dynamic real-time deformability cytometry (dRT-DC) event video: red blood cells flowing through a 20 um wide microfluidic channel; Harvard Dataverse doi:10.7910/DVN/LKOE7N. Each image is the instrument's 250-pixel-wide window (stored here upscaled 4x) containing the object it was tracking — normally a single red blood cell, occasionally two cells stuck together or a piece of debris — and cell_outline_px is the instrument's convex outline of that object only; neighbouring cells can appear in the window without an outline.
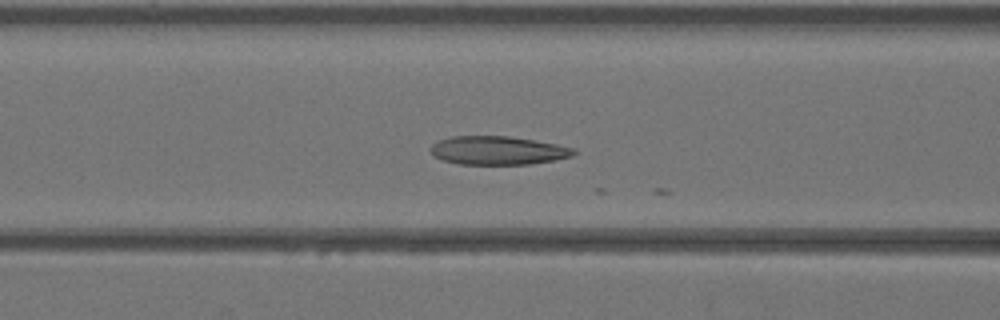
{"species": "Egyptian fruit bat (a non-hibernating species)", "species_latin": "Rousettus aegyptiacus", "temperature_condition": "warm", "stored_images_in_passage": 18, "camera_frame_rate_fps": 3000, "um_per_image_px": 0.085, "animal": {"sex": "female"}, "frame": {"image": 1, "passage_image": 17, "time_ms": 5.333, "image_size_px": [1000, 320], "cell_outline_px": [[576, 152], [572, 156], [552, 160], [528, 164], [460, 164], [444, 160], [432, 156], [428, 148], [436, 140], [452, 136], [508, 136], [556, 144], [576, 148]], "centroid_in_image_um": [42.25, 12.78], "position_along_channel_um": 124.3, "area_um2": 23.81}}